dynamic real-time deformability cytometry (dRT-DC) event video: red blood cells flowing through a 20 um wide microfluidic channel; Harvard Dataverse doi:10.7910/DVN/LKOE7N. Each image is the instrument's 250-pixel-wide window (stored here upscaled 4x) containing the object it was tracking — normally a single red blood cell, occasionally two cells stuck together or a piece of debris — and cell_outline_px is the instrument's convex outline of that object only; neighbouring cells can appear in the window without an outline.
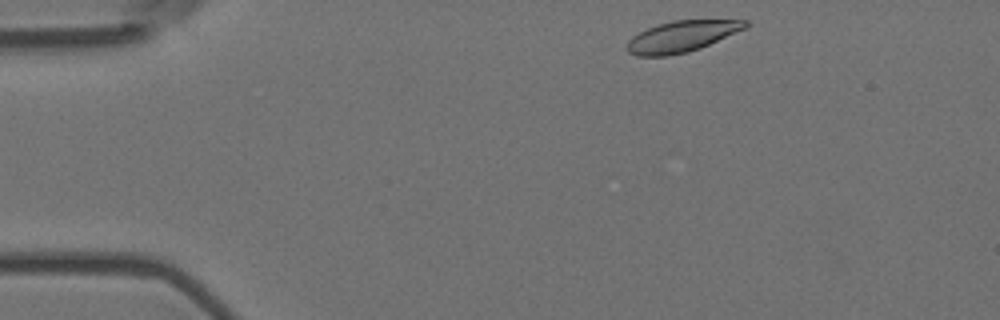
{"species": "Egyptian fruit bat (a non-hibernating species)", "species_latin": "Rousettus aegyptiacus", "temperature_condition": "room temperature", "stored_images_in_passage": 48, "camera_frame_rate_fps": 3000, "um_per_image_px": 0.085, "animal": {"sex": "female"}, "frame": {"image": 1, "passage_image": 1, "time_ms": 0.0, "image_size_px": [1000, 320], "cell_outline_px": [[748, 24], [744, 28], [700, 48], [688, 52], [668, 56], [636, 56], [628, 52], [628, 40], [632, 36], [648, 28], [672, 20], [748, 20]], "centroid_in_image_um": [57.9, 3.1], "position_along_channel_um": 27.1, "area_um2": 21.1}}
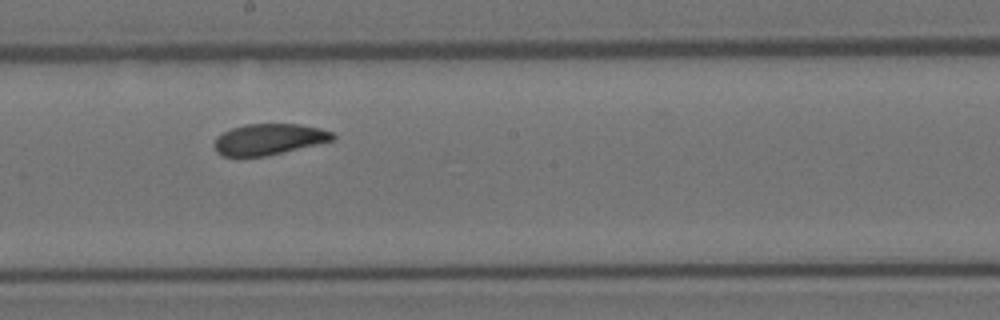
{"frame": {"image": 2, "passage_image": 23, "time_ms": 7.333, "image_size_px": [1000, 320], "cell_outline_px": [[336, 136], [332, 140], [268, 156], [220, 156], [216, 152], [212, 144], [224, 132], [232, 128], [244, 124], [300, 124], [320, 128], [332, 132]], "centroid_in_image_um": [22.84, 11.84], "position_along_channel_um": 225.4, "area_um2": 21.33}}
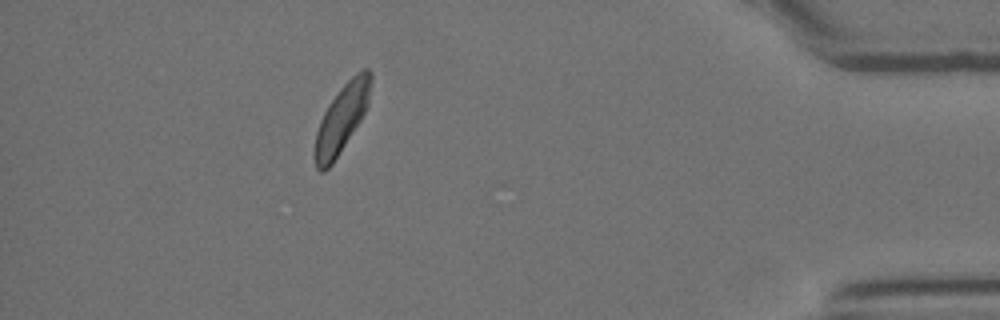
{"frame": {"image": 3, "passage_image": 42, "time_ms": 13.667, "image_size_px": [1000, 320], "cell_outline_px": [[372, 80], [368, 104], [360, 120], [332, 164], [324, 172], [320, 172], [316, 168], [312, 156], [312, 152], [316, 132], [320, 120], [328, 104], [340, 88], [356, 72], [364, 68], [368, 68], [372, 72]], "centroid_in_image_um": [29.01, 10.08], "position_along_channel_um": 406.2, "area_um2": 22.31}, "authors_computed_cell_mechanics": {"area_um2": 22.253, "velocity_mm_per_s": 3.6336, "shape_relaxation_time_tau1_ms": 3.3162, "shape_relaxation_time_tau2_ms": 3.3014, "deformation_change_tau1": 0.1015, "deformation_change_tau2": 0.0816}}